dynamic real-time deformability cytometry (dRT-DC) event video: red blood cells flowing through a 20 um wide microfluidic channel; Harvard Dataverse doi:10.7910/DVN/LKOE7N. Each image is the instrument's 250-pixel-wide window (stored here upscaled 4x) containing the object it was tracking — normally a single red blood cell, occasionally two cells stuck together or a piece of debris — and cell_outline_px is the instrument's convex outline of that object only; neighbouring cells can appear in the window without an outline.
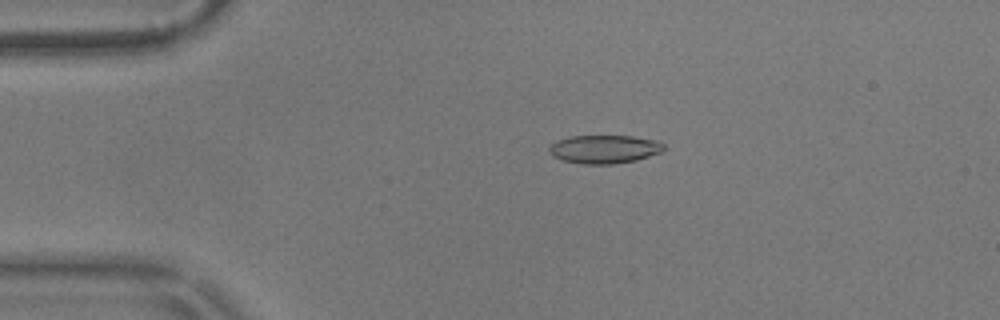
{"species": "common noctule bat (a hibernating species)", "species_latin": "Nyctalus noctula", "temperature_condition": "warm", "stored_images_in_passage": 11, "camera_frame_rate_fps": 3000, "um_per_image_px": 0.085, "animal": {"sex": "male", "body_mass_g": 17.9}, "frame": {"image": 1, "passage_image": 7, "time_ms": 2.0, "image_size_px": [1000, 320], "cell_outline_px": [[664, 148], [660, 152], [636, 160], [612, 164], [580, 164], [564, 160], [552, 156], [548, 148], [556, 140], [568, 136], [632, 136], [656, 140], [664, 144]], "centroid_in_image_um": [51.34, 12.67], "position_along_channel_um": 33.7, "area_um2": 18.9}}